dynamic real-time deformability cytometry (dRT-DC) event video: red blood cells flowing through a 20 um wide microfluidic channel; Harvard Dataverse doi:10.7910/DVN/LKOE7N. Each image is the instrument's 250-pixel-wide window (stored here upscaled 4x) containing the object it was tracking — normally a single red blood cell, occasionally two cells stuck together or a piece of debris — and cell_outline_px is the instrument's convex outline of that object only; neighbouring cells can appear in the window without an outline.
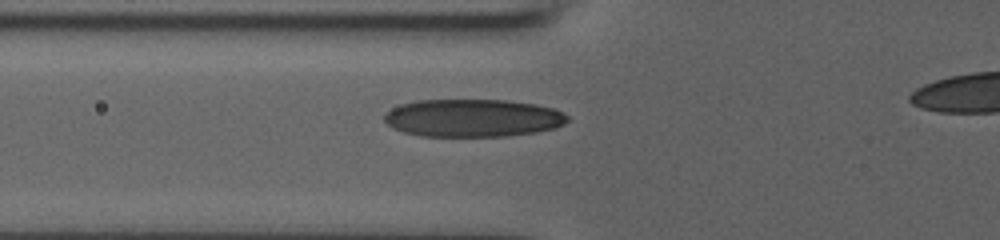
{"species": "human", "species_latin": "Homo sapiens", "temperature_condition": "room temperature", "stored_images_in_passage": 9, "camera_frame_rate_fps": 3000, "um_per_image_px": 0.085, "donor": {"sex": "male"}, "frame": {"image": 1, "passage_image": 7, "time_ms": 2.0, "image_size_px": [1000, 240], "cell_outline_px": [[568, 120], [564, 124], [556, 128], [536, 132], [508, 136], [420, 136], [404, 132], [392, 128], [384, 120], [384, 116], [392, 108], [400, 104], [416, 100], [504, 100], [536, 104], [552, 108], [564, 112], [568, 116]], "centroid_in_image_um": [40.2, 10.03], "position_along_channel_um": 85.6, "area_um2": 40.46}}
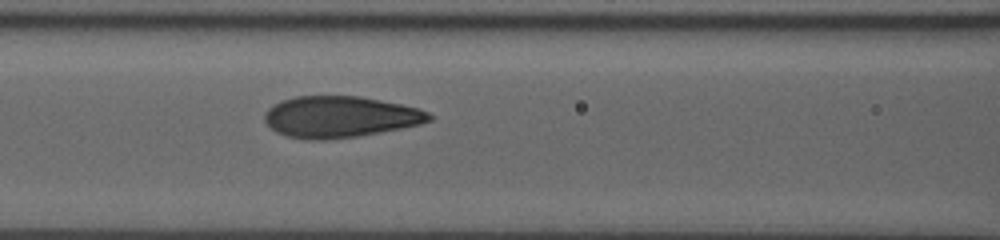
{"frame": {"image": 2, "passage_image": 9, "time_ms": 2.667, "image_size_px": [1000, 240], "cell_outline_px": [[432, 120], [420, 124], [380, 132], [356, 136], [324, 140], [312, 140], [288, 136], [276, 132], [264, 120], [264, 112], [272, 104], [280, 100], [296, 96], [360, 96], [400, 104], [416, 108], [428, 112], [432, 116]], "centroid_in_image_um": [28.86, 9.92], "position_along_channel_um": 137.7, "area_um2": 39.48}}